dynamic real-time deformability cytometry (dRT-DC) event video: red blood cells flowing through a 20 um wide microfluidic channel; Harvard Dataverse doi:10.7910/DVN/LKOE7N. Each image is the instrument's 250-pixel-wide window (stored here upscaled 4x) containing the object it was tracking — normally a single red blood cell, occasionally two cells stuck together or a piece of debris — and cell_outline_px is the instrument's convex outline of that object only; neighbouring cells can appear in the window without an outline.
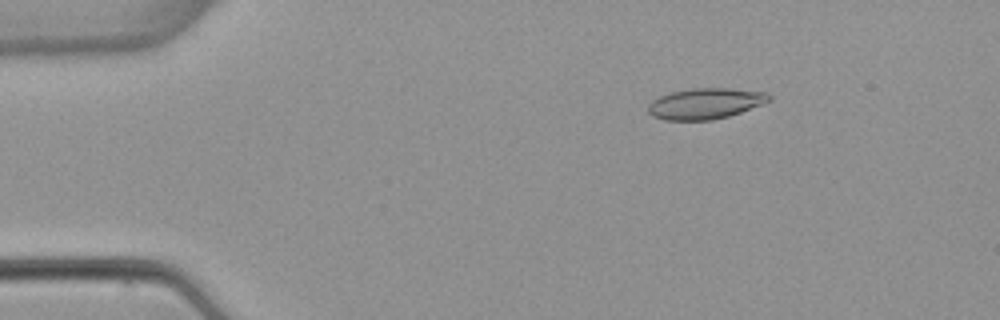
{"species": "common noctule bat (a hibernating species)", "species_latin": "Nyctalus noctula", "temperature_condition": "warm", "stored_images_in_passage": 5, "camera_frame_rate_fps": 3000, "um_per_image_px": 0.085, "animal": {"sex": "female", "body_mass_g": 22.7, "forearm_length_mm": 54.2}, "frame": {"image": 1, "passage_image": 3, "time_ms": 2.333, "image_size_px": [1000, 320], "cell_outline_px": [[772, 100], [764, 104], [728, 116], [712, 120], [664, 120], [652, 116], [648, 112], [648, 104], [652, 100], [660, 96], [672, 92], [692, 88], [728, 88], [768, 92], [772, 96]], "centroid_in_image_um": [59.98, 8.8], "position_along_channel_um": 25.0, "area_um2": 21.91}}